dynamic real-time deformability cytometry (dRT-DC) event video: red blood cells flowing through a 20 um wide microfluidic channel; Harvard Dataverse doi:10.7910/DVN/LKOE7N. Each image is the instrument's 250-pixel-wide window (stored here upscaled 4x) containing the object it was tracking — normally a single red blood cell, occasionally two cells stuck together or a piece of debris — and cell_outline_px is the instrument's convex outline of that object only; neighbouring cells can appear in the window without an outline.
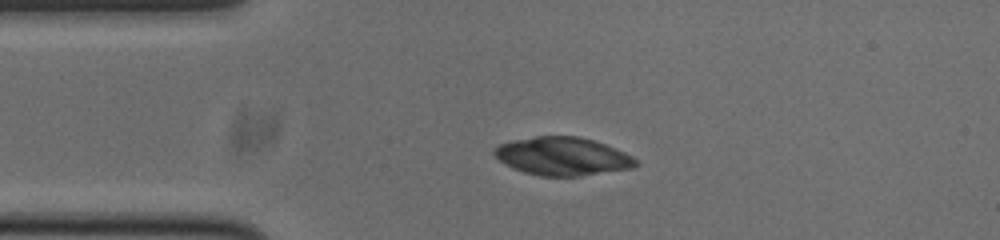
{"species": "common noctule bat (a hibernating species)", "species_latin": "Nyctalus noctula", "temperature_condition": "cold", "stored_images_in_passage": 52, "camera_frame_rate_fps": 3000, "um_per_image_px": 0.085, "animal": {"sex": "male", "body_mass_g": 20.0, "forearm_length_mm": 53.3}, "frame": {"image": 1, "passage_image": 10, "time_ms": 3.0, "image_size_px": [1000, 240], "cell_outline_px": [[640, 164], [632, 168], [580, 176], [540, 176], [524, 172], [512, 168], [504, 164], [492, 152], [500, 144], [512, 140], [536, 136], [576, 136], [592, 140], [616, 148], [632, 156]], "centroid_in_image_um": [47.81, 13.29], "position_along_channel_um": 37.2, "area_um2": 31.39}}
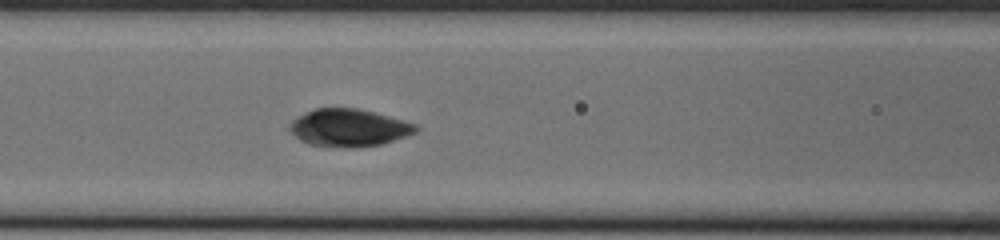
{"frame": {"image": 2, "passage_image": 20, "time_ms": 6.333, "image_size_px": [1000, 240], "cell_outline_px": [[420, 128], [416, 132], [380, 144], [352, 148], [308, 144], [300, 140], [292, 132], [292, 120], [296, 116], [316, 108], [356, 108], [420, 124]], "centroid_in_image_um": [29.68, 10.85], "position_along_channel_um": 136.9, "area_um2": 27.22}}
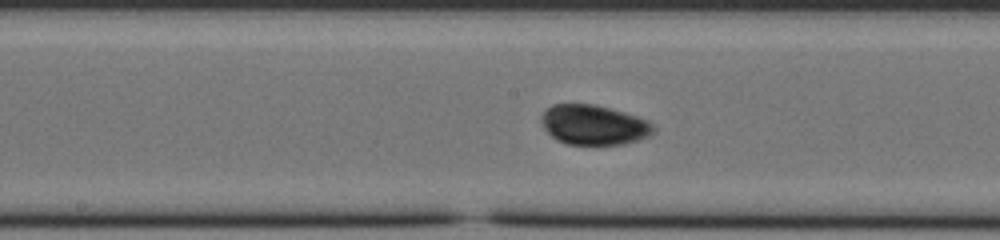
{"frame": {"image": 3, "passage_image": 25, "time_ms": 8.0, "image_size_px": [1000, 240], "cell_outline_px": [[656, 128], [648, 136], [624, 144], [568, 144], [556, 140], [544, 128], [540, 120], [540, 116], [552, 104], [596, 104], [624, 112], [648, 120]], "centroid_in_image_um": [50.45, 10.6], "position_along_channel_um": 197.7, "area_um2": 25.95}}